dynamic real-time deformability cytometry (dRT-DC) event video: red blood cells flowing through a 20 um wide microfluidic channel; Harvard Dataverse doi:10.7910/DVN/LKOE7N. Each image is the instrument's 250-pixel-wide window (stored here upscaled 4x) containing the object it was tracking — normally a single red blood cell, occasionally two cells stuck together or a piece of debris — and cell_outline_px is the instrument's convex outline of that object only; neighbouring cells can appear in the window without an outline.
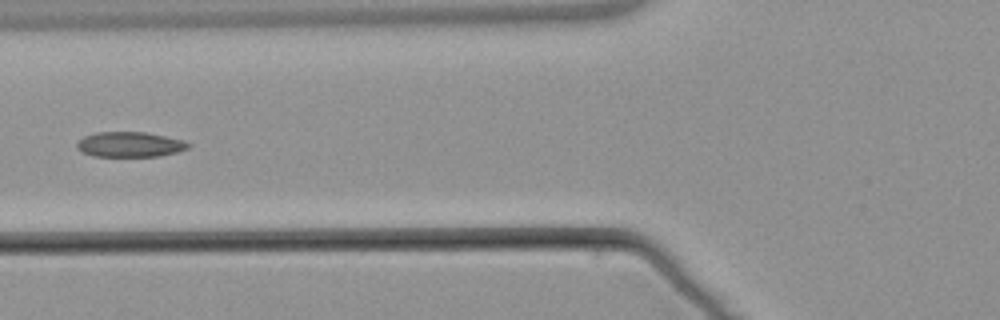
{"species": "common noctule bat (a hibernating species)", "species_latin": "Nyctalus noctula", "temperature_condition": "warm", "stored_images_in_passage": 6, "camera_frame_rate_fps": 3000, "um_per_image_px": 0.085, "animal": {"sex": "male", "body_mass_g": 21.5, "forearm_length_mm": 52.0}, "frame": {"image": 1, "passage_image": 6, "time_ms": 6.0, "image_size_px": [1000, 320], "cell_outline_px": [[192, 144], [188, 148], [176, 152], [160, 156], [92, 156], [80, 152], [76, 148], [76, 144], [84, 136], [96, 132], [144, 132], [184, 140]], "centroid_in_image_um": [11.02, 12.28], "position_along_channel_um": 114.8, "area_um2": 16.36}}